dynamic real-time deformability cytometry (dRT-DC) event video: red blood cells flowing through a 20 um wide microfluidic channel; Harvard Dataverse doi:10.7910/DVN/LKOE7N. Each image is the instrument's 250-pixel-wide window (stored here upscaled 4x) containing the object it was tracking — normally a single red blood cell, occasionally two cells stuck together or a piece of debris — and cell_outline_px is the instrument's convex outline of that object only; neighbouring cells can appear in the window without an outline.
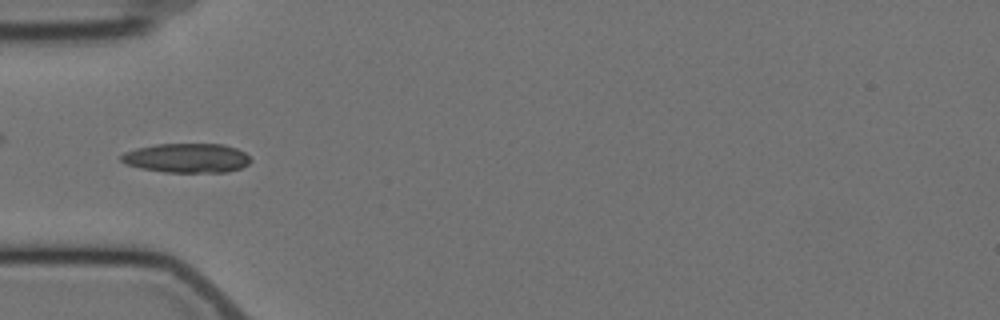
{"species": "Egyptian fruit bat (a non-hibernating species)", "species_latin": "Rousettus aegyptiacus", "temperature_condition": "cold", "stored_images_in_passage": 16, "camera_frame_rate_fps": 3000, "um_per_image_px": 0.085, "animal": {"sex": "female"}, "frame": {"image": 1, "passage_image": 6, "time_ms": 6.667, "image_size_px": [1000, 320], "cell_outline_px": [[252, 160], [248, 164], [240, 168], [228, 172], [164, 172], [140, 168], [124, 164], [120, 160], [120, 156], [124, 152], [136, 148], [156, 144], [224, 144], [236, 148], [244, 152]], "centroid_in_image_um": [15.86, 13.43], "position_along_channel_um": 69.1, "area_um2": 22.25}}
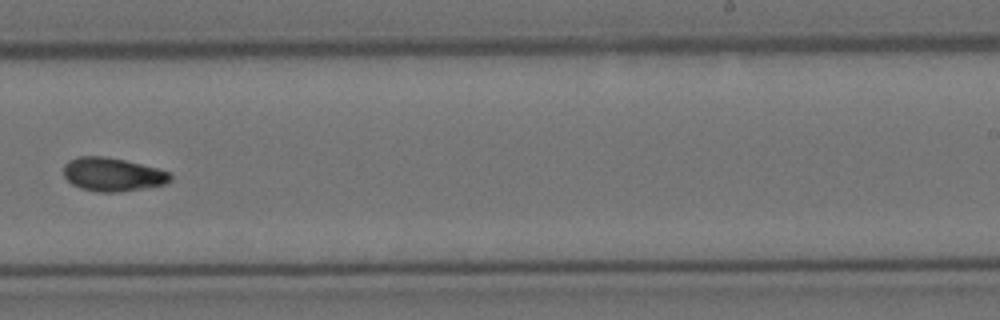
{"frame": {"image": 2, "passage_image": 11, "time_ms": 12.667, "image_size_px": [1000, 320], "cell_outline_px": [[172, 180], [164, 184], [120, 192], [96, 192], [80, 188], [72, 184], [64, 176], [64, 164], [68, 160], [80, 156], [104, 156], [124, 160], [156, 168], [168, 172], [172, 176]], "centroid_in_image_um": [9.53, 14.83], "position_along_channel_um": 279.5, "area_um2": 20.75}}
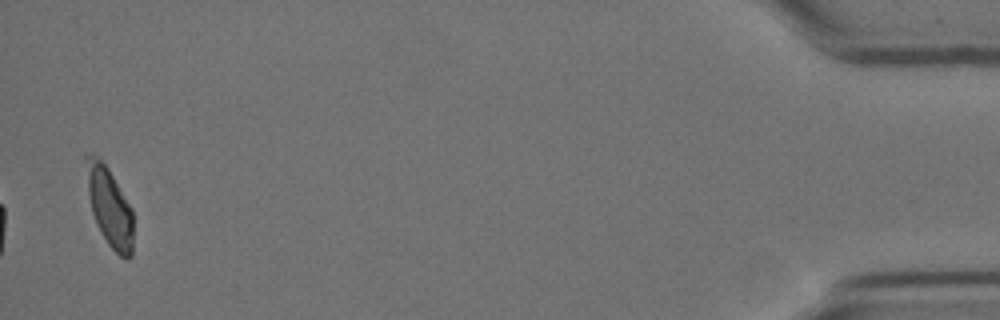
{"frame": {"image": 3, "passage_image": 16, "time_ms": 19.333, "image_size_px": [1000, 320], "cell_outline_px": [[132, 256], [128, 260], [124, 260], [108, 244], [96, 224], [92, 212], [88, 196], [84, 160], [84, 152], [100, 156], [108, 168], [132, 208]], "centroid_in_image_um": [9.27, 17.52], "position_along_channel_um": 425.9, "area_um2": 21.96}, "authors_computed_cell_mechanics": {"area_um2": 21.1837, "velocity_mm_per_s": 3.5102, "shape_relaxation_time_tau1_ms": 10.1462, "shape_relaxation_time_tau2_ms": 5.6667, "deformation_change_tau1": 0.1818, "deformation_change_tau2": 0.0955}}